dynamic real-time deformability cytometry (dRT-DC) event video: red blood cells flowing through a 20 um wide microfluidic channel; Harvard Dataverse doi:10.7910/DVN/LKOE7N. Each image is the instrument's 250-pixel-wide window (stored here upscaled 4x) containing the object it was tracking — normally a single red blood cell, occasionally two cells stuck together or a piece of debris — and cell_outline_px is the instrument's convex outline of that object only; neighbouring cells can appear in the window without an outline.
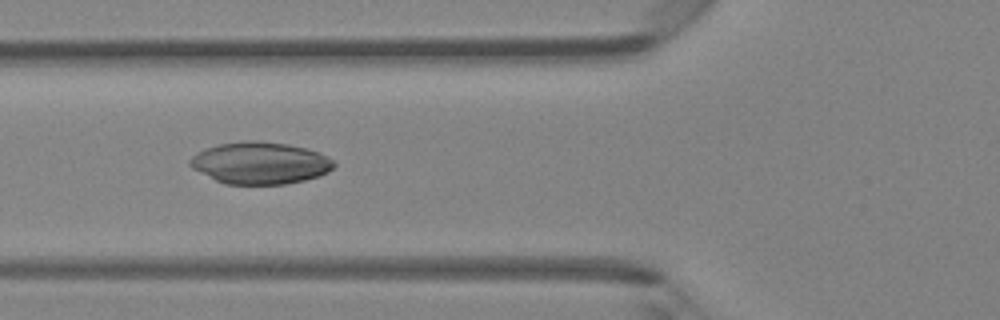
{"species": "Egyptian fruit bat (a non-hibernating species)", "species_latin": "Rousettus aegyptiacus", "temperature_condition": "room temperature", "stored_images_in_passage": 36, "camera_frame_rate_fps": 3000, "um_per_image_px": 0.085, "animal": {"sex": "female"}, "frame": {"image": 1, "passage_image": 7, "time_ms": 2.0, "image_size_px": [1000, 320], "cell_outline_px": [[336, 164], [328, 172], [320, 176], [304, 180], [284, 184], [224, 184], [192, 168], [188, 164], [188, 160], [192, 156], [208, 148], [220, 144], [248, 140], [260, 140], [288, 144], [308, 148], [320, 152], [328, 156]], "centroid_in_image_um": [22.14, 13.85], "position_along_channel_um": 103.7, "area_um2": 35.26}}
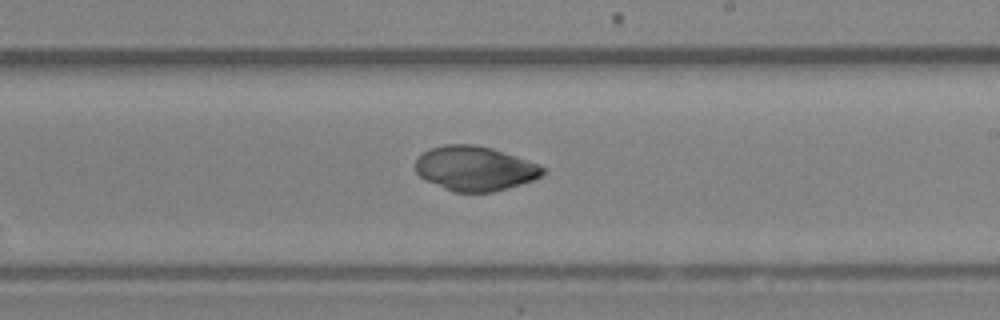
{"frame": {"image": 2, "passage_image": 17, "time_ms": 5.333, "image_size_px": [1000, 320], "cell_outline_px": [[548, 172], [544, 176], [520, 184], [492, 192], [452, 192], [420, 176], [416, 172], [416, 160], [428, 148], [444, 144], [472, 144], [492, 148], [516, 156], [536, 164], [544, 168]], "centroid_in_image_um": [40.37, 14.31], "position_along_channel_um": 248.6, "area_um2": 32.89}}
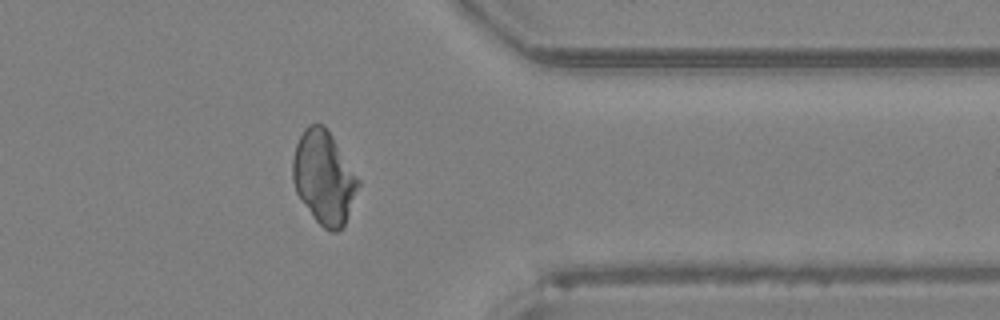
{"frame": {"image": 3, "passage_image": 27, "time_ms": 8.667, "image_size_px": [1000, 320], "cell_outline_px": [[360, 184], [344, 228], [336, 232], [328, 232], [312, 216], [296, 192], [292, 180], [292, 160], [296, 144], [304, 128], [308, 124], [324, 124], [332, 136], [360, 180]], "centroid_in_image_um": [27.53, 15.11], "position_along_channel_um": 383.9, "area_um2": 35.66}}